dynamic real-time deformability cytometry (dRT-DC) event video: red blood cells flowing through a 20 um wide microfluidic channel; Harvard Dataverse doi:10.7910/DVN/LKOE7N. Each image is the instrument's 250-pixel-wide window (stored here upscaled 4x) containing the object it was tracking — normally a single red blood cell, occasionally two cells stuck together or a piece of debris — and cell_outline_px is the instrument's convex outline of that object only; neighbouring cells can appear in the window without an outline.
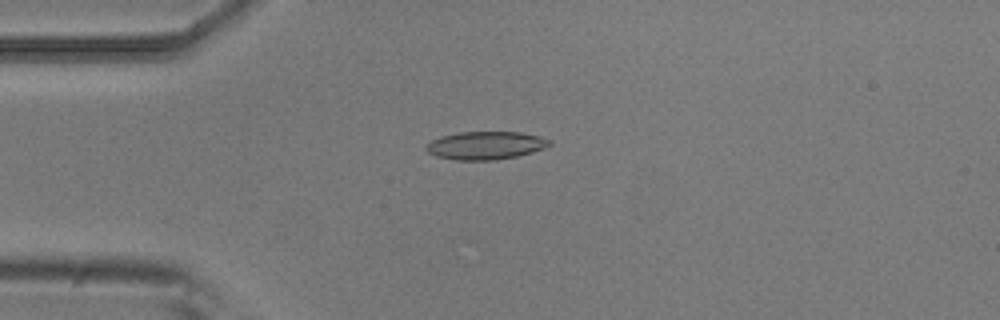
{"species": "common noctule bat (a hibernating species)", "species_latin": "Nyctalus noctula", "temperature_condition": "room temperature", "stored_images_in_passage": 6, "camera_frame_rate_fps": 3000, "um_per_image_px": 0.085, "animal": {"sex": "male", "body_mass_g": 20.5, "forearm_length_mm": 52.5}, "frame": {"image": 1, "passage_image": 4, "time_ms": 1.0, "image_size_px": [1000, 320], "cell_outline_px": [[552, 144], [544, 148], [532, 152], [516, 156], [496, 160], [456, 160], [436, 156], [428, 152], [424, 148], [432, 140], [440, 136], [460, 132], [520, 132], [540, 136], [552, 140]], "centroid_in_image_um": [41.29, 12.36], "position_along_channel_um": 43.7, "area_um2": 20.17}}
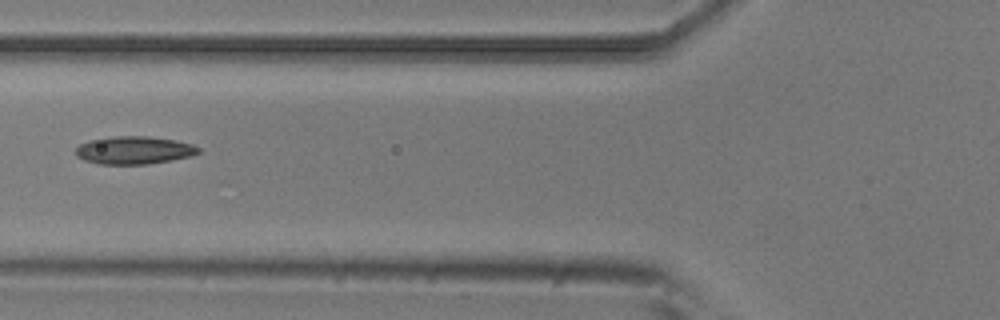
{"frame": {"image": 2, "passage_image": 6, "time_ms": 1.667, "image_size_px": [1000, 320], "cell_outline_px": [[200, 152], [188, 156], [172, 160], [148, 164], [100, 164], [84, 160], [76, 156], [76, 148], [80, 144], [88, 140], [116, 136], [148, 136], [176, 140], [192, 144], [200, 148]], "centroid_in_image_um": [11.38, 12.76], "position_along_channel_um": 114.4, "area_um2": 19.88}}